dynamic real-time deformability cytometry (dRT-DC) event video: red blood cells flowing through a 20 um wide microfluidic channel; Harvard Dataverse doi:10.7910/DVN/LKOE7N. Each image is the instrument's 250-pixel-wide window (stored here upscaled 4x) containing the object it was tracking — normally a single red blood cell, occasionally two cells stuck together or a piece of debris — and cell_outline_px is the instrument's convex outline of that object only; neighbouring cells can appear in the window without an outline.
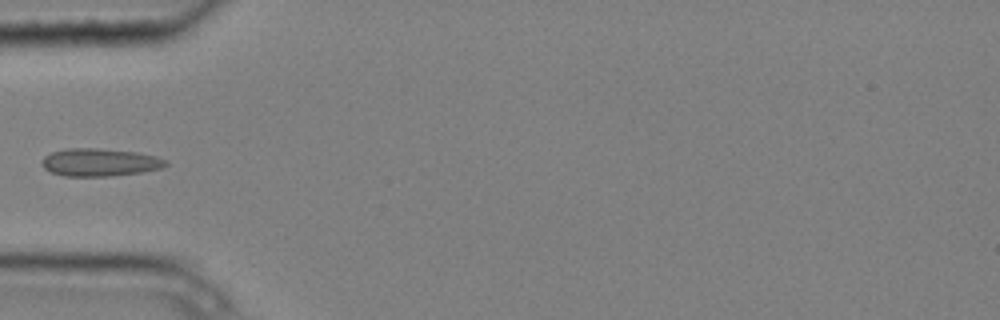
{"species": "common noctule bat (a hibernating species)", "species_latin": "Nyctalus noctula", "temperature_condition": "cold", "stored_images_in_passage": 4, "camera_frame_rate_fps": 3000, "um_per_image_px": 0.085, "animal": {"sex": "male", "body_mass_g": 20.4}, "frame": {"image": 1, "passage_image": 3, "time_ms": 0.667, "image_size_px": [1000, 320], "cell_outline_px": [[168, 164], [160, 168], [140, 172], [112, 176], [64, 176], [52, 172], [44, 168], [40, 164], [40, 160], [44, 156], [52, 152], [68, 148], [100, 148], [136, 152], [156, 156], [168, 160]], "centroid_in_image_um": [8.46, 13.79], "position_along_channel_um": 76.5, "area_um2": 20.11}}
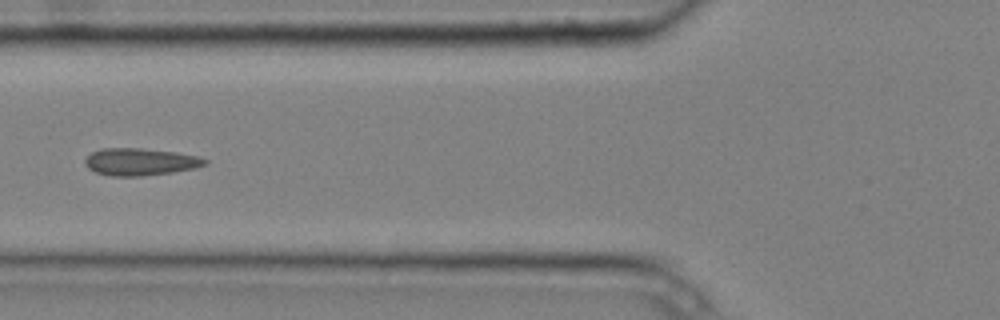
{"frame": {"image": 2, "passage_image": 4, "time_ms": 1.0, "image_size_px": [1000, 320], "cell_outline_px": [[208, 164], [196, 168], [172, 172], [140, 176], [112, 176], [96, 172], [88, 168], [84, 164], [84, 160], [92, 152], [100, 148], [140, 148], [176, 152], [200, 156], [208, 160]], "centroid_in_image_um": [11.94, 13.75], "position_along_channel_um": 113.9, "area_um2": 19.13}}